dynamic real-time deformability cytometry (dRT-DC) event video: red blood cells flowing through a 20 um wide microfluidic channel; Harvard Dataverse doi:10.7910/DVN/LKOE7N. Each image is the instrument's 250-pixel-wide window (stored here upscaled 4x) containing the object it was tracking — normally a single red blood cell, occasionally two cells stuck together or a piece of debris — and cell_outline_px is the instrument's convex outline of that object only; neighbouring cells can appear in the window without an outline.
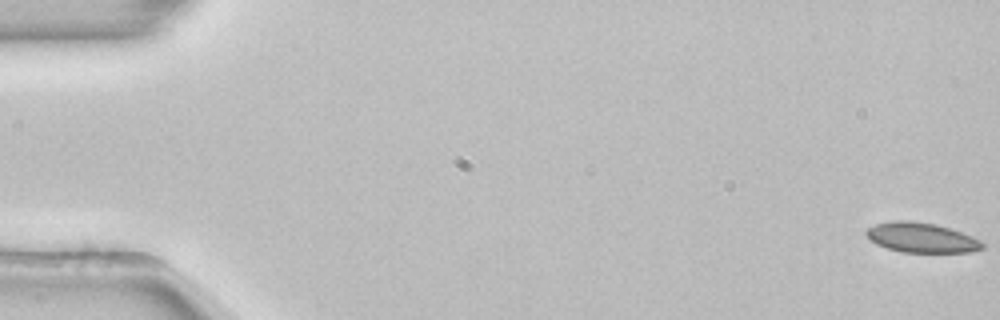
{"species": "common noctule bat (a hibernating species)", "species_latin": "Nyctalus noctula", "temperature_condition": "room temperature", "stored_images_in_passage": 54, "camera_frame_rate_fps": 3000, "um_per_image_px": 0.085, "animal": {"sex": "female", "body_mass_g": 22.7, "forearm_length_mm": 54.2}, "frame": {"image": 1, "passage_image": 1, "time_ms": 0.0, "image_size_px": [1000, 320], "cell_outline_px": [[984, 248], [972, 252], [900, 252], [876, 244], [864, 232], [868, 228], [876, 224], [892, 220], [908, 220], [936, 224], [972, 236], [980, 240], [984, 244]], "centroid_in_image_um": [78.33, 20.2], "position_along_channel_um": 6.7, "area_um2": 20.11}}
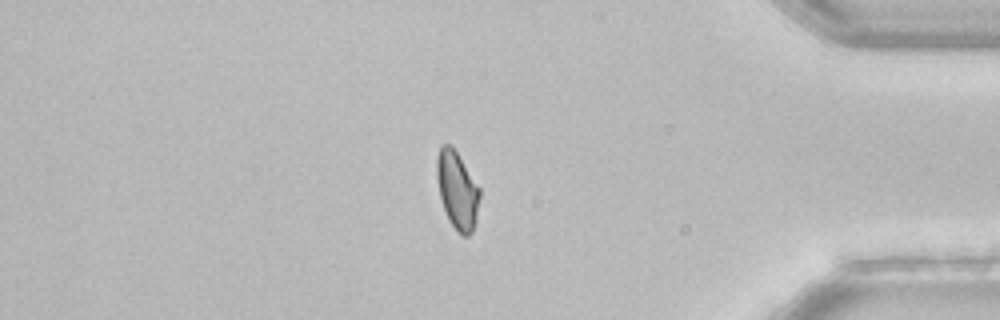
{"frame": {"image": 2, "passage_image": 46, "time_ms": 15.0, "image_size_px": [1000, 320], "cell_outline_px": [[480, 196], [476, 220], [472, 232], [468, 236], [460, 236], [456, 232], [448, 220], [440, 196], [436, 176], [436, 156], [440, 144], [452, 144], [480, 188]], "centroid_in_image_um": [38.85, 16.15], "position_along_channel_um": 396.3, "area_um2": 19.77}}
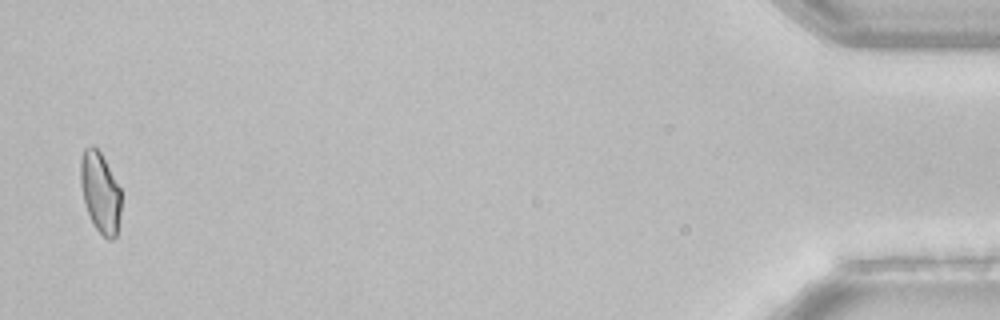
{"frame": {"image": 3, "passage_image": 53, "time_ms": 17.333, "image_size_px": [1000, 320], "cell_outline_px": [[120, 212], [116, 236], [112, 240], [108, 240], [96, 228], [84, 204], [80, 184], [80, 160], [84, 148], [88, 144], [92, 144], [100, 152], [120, 188]], "centroid_in_image_um": [8.49, 16.32], "position_along_channel_um": 426.7, "area_um2": 18.96}, "authors_computed_cell_mechanics": {"area_um2": 20.519, "velocity_mm_per_s": 3.8653, "shape_relaxation_time_tau1_ms": 11.3603, "shape_relaxation_time_tau2_ms": 3.6395, "deformation_change_tau1": 0.1641, "deformation_change_tau2": 0.0555}}